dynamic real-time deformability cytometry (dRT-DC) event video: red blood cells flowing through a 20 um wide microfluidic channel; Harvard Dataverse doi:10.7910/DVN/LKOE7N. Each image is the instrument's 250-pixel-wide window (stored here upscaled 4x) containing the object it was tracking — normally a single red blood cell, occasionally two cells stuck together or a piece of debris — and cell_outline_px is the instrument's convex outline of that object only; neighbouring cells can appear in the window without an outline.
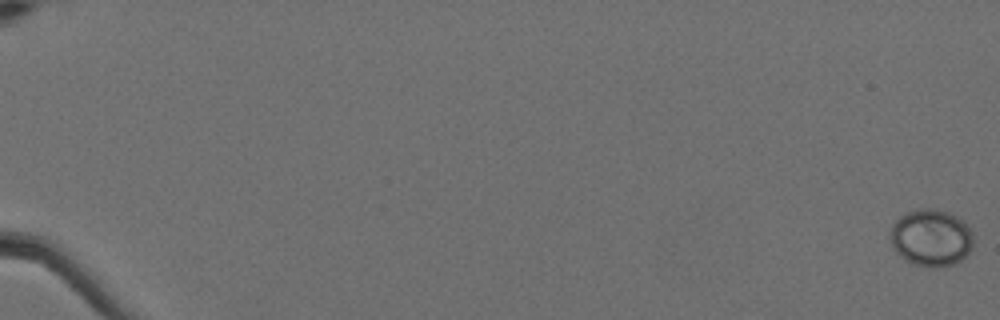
{"species": "Egyptian fruit bat (a non-hibernating species)", "species_latin": "Rousettus aegyptiacus", "temperature_condition": "cold", "stored_images_in_passage": 62, "camera_frame_rate_fps": 3000, "um_per_image_px": 0.085, "animal": {"sex": "female"}, "frame": {"image": 1, "passage_image": 1, "time_ms": 0.0, "image_size_px": [1000, 320], "cell_outline_px": [[972, 248], [960, 260], [952, 264], [936, 268], [932, 268], [912, 264], [904, 260], [892, 248], [888, 236], [892, 224], [900, 216], [916, 208], [936, 208], [948, 212], [964, 220], [972, 236]], "centroid_in_image_um": [79.09, 20.2], "position_along_channel_um": 5.9, "area_um2": 27.98}}
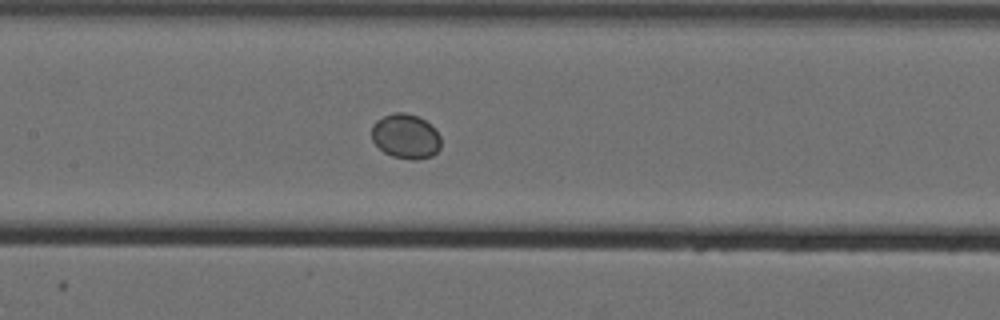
{"frame": {"image": 2, "passage_image": 33, "time_ms": 10.667, "image_size_px": [1000, 320], "cell_outline_px": [[440, 148], [432, 156], [416, 160], [412, 160], [392, 156], [384, 152], [372, 140], [372, 124], [376, 120], [392, 112], [404, 112], [416, 116], [424, 120], [440, 136]], "centroid_in_image_um": [34.46, 11.59], "position_along_channel_um": 172.9, "area_um2": 17.92}}
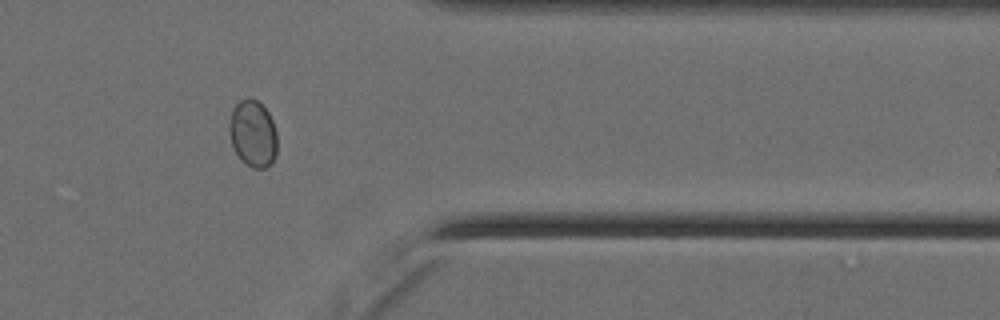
{"frame": {"image": 3, "passage_image": 52, "time_ms": 17.0, "image_size_px": [1000, 320], "cell_outline_px": [[276, 156], [272, 164], [264, 168], [252, 168], [240, 160], [232, 144], [228, 132], [228, 128], [232, 108], [240, 100], [248, 96], [256, 100], [268, 112], [272, 120], [276, 132]], "centroid_in_image_um": [21.48, 11.36], "position_along_channel_um": 389.9, "area_um2": 18.84}}